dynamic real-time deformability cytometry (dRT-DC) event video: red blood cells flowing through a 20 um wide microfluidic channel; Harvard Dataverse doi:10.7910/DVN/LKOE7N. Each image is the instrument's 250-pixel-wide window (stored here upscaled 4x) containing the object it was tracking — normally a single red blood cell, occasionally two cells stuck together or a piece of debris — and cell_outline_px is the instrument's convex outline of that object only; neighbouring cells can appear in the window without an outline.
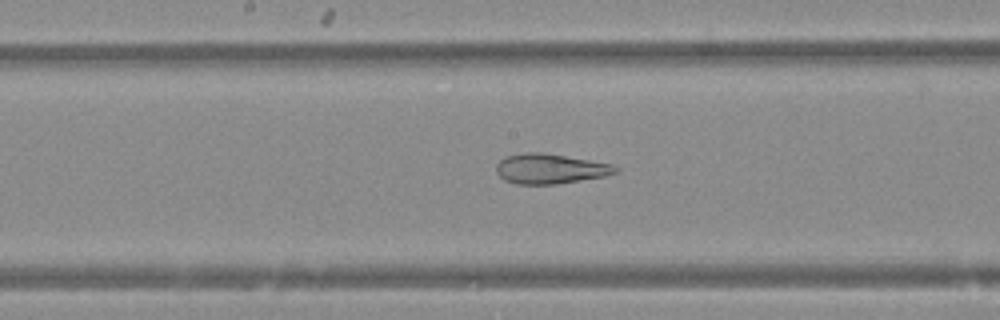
{"species": "Egyptian fruit bat (a non-hibernating species)", "species_latin": "Rousettus aegyptiacus", "temperature_condition": "warm", "stored_images_in_passage": 44, "camera_frame_rate_fps": 3000, "um_per_image_px": 0.085, "animal": {"sex": "female"}, "frame": {"image": 1, "passage_image": 25, "time_ms": 8.0, "image_size_px": [1000, 320], "cell_outline_px": [[616, 172], [604, 176], [556, 184], [516, 184], [504, 180], [496, 172], [496, 164], [500, 160], [508, 156], [524, 152], [540, 152], [612, 164], [616, 168]], "centroid_in_image_um": [46.7, 14.35], "position_along_channel_um": 201.5, "area_um2": 20.46}}
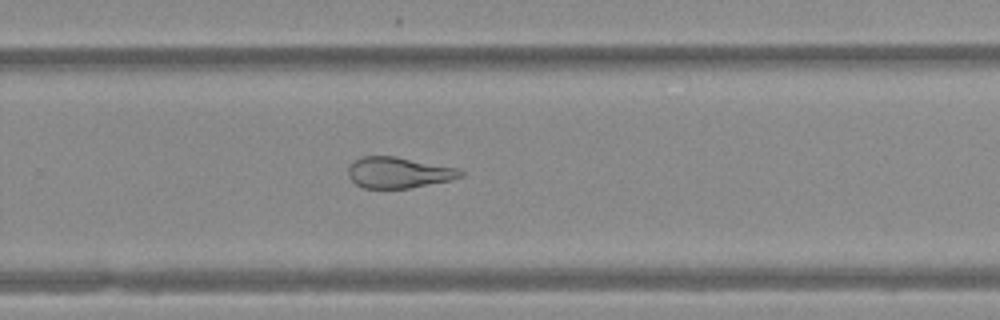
{"frame": {"image": 2, "passage_image": 32, "time_ms": 10.333, "image_size_px": [1000, 320], "cell_outline_px": [[464, 176], [448, 180], [408, 188], [364, 188], [356, 184], [348, 176], [348, 168], [356, 160], [364, 156], [392, 156], [456, 168], [464, 172]], "centroid_in_image_um": [33.85, 14.67], "position_along_channel_um": 295.9, "area_um2": 19.77}}
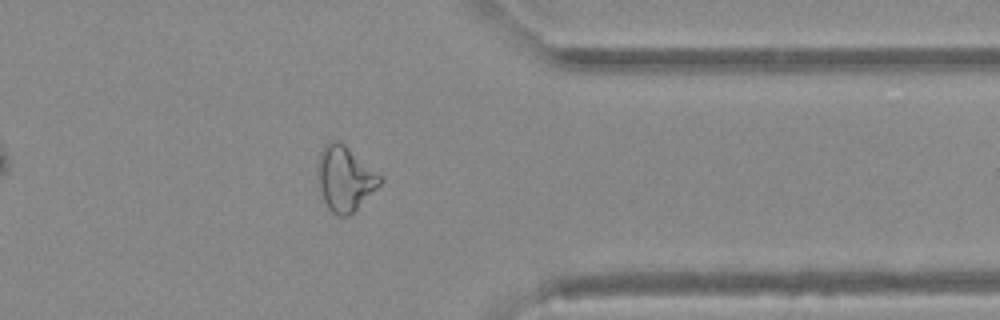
{"frame": {"image": 3, "passage_image": 39, "time_ms": 12.667, "image_size_px": [1000, 320], "cell_outline_px": [[384, 180], [348, 216], [336, 216], [328, 208], [320, 192], [316, 180], [316, 164], [320, 152], [324, 144], [328, 140], [336, 140], [344, 144], [384, 176]], "centroid_in_image_um": [29.28, 15.14], "position_along_channel_um": 382.1, "area_um2": 23.93}}